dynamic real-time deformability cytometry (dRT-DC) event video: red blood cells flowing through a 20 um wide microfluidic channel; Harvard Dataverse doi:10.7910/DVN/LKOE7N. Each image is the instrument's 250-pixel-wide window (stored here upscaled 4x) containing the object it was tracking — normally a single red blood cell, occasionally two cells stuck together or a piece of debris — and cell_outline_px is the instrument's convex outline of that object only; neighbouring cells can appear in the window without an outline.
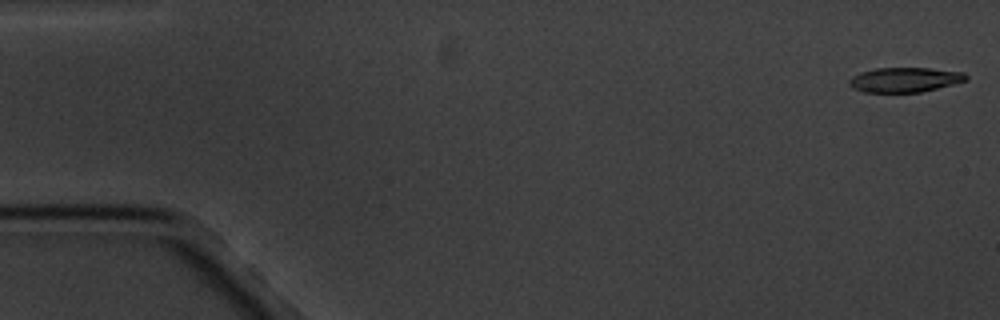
{"species": "common noctule bat (a hibernating species)", "species_latin": "Nyctalus noctula", "temperature_condition": "cold", "stored_images_in_passage": 8, "segment_of_instrument_passage": [1, 2], "camera_frame_rate_fps": 3000, "um_per_image_px": 0.085, "animal": {"sex": "male", "body_mass_g": 20.1, "forearm_length_mm": 53.5}, "frame": {"image": 1, "passage_image": 1, "time_ms": 0.0, "image_size_px": [1000, 320], "cell_outline_px": [[968, 80], [920, 92], [864, 92], [852, 88], [848, 84], [848, 80], [852, 76], [860, 72], [876, 68], [928, 68], [964, 72], [968, 76]], "centroid_in_image_um": [76.87, 6.77], "position_along_channel_um": 8.1, "area_um2": 16.82}}
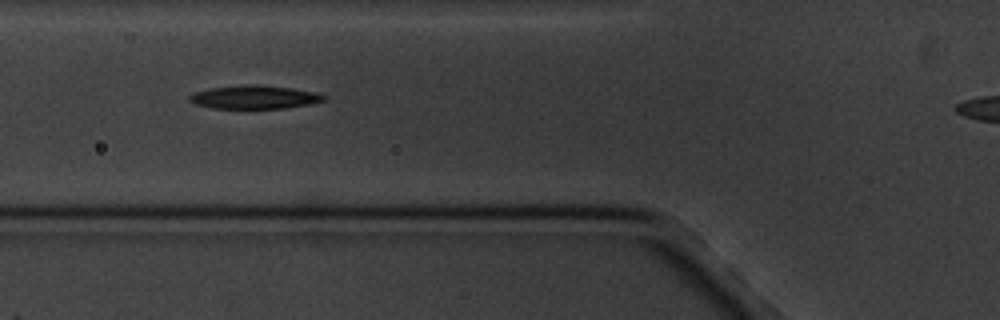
{"frame": {"image": 2, "passage_image": 6, "time_ms": 6.667, "image_size_px": [1000, 320], "cell_outline_px": [[328, 100], [308, 104], [284, 108], [212, 108], [196, 104], [188, 100], [188, 96], [196, 92], [212, 88], [244, 84], [256, 84], [292, 88], [316, 92], [328, 96]], "centroid_in_image_um": [21.67, 8.25], "position_along_channel_um": 104.1, "area_um2": 18.32}}
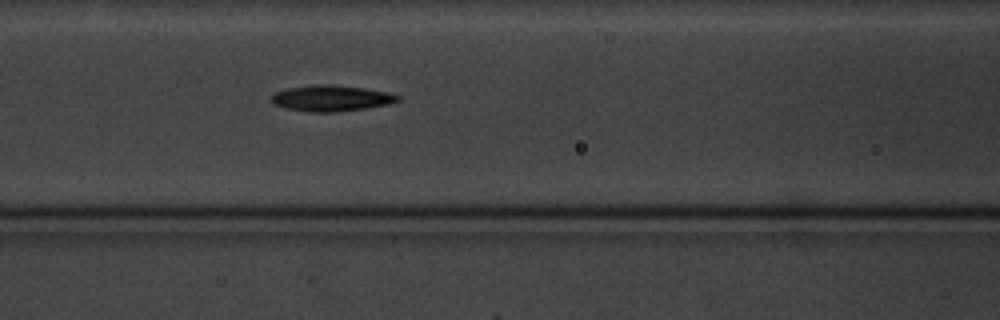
{"frame": {"image": 3, "passage_image": 7, "time_ms": 7.667, "image_size_px": [1000, 320], "cell_outline_px": [[400, 100], [388, 104], [364, 108], [336, 112], [308, 112], [284, 108], [272, 104], [268, 100], [276, 92], [288, 88], [312, 84], [332, 84], [364, 88], [388, 92], [400, 96]], "centroid_in_image_um": [28.1, 8.35], "position_along_channel_um": 138.5, "area_um2": 19.31}}